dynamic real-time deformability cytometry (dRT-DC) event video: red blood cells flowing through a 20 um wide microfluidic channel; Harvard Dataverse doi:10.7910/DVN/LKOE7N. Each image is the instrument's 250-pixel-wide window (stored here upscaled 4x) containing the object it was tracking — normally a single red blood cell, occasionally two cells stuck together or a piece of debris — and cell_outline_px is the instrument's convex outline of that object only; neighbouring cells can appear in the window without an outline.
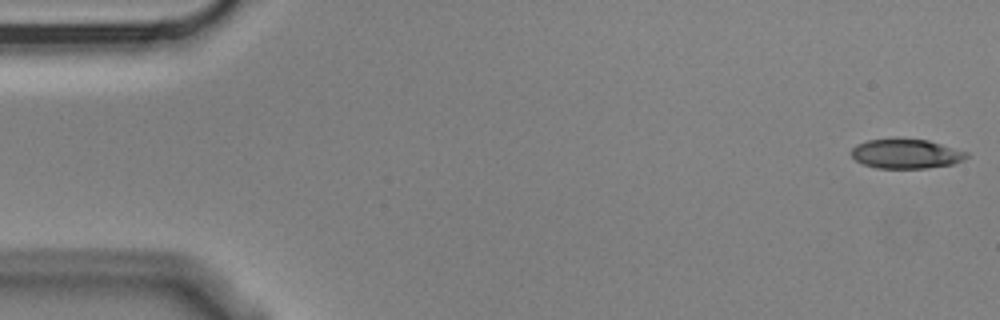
{"species": "Egyptian fruit bat (a non-hibernating species)", "species_latin": "Rousettus aegyptiacus", "temperature_condition": "cold", "stored_images_in_passage": 5, "camera_frame_rate_fps": 3000, "um_per_image_px": 0.085, "animal": {"sex": "male"}, "frame": {"image": 1, "passage_image": 1, "time_ms": 0.0, "image_size_px": [1000, 320], "cell_outline_px": [[968, 156], [964, 160], [952, 164], [928, 168], [876, 168], [864, 164], [856, 160], [852, 156], [852, 148], [856, 144], [868, 140], [896, 136], [928, 140], [968, 152]], "centroid_in_image_um": [77.0, 13.04], "position_along_channel_um": 8.0, "area_um2": 20.29}}
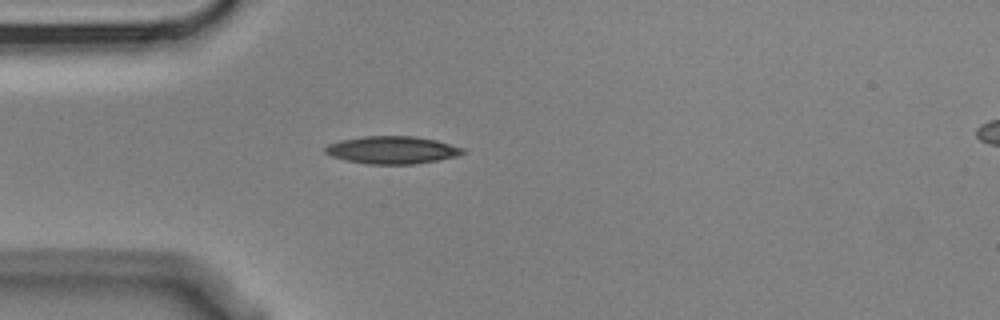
{"frame": {"image": 2, "passage_image": 5, "time_ms": 1.333, "image_size_px": [1000, 320], "cell_outline_px": [[468, 152], [460, 156], [416, 164], [368, 164], [344, 160], [332, 156], [324, 152], [324, 148], [328, 144], [340, 140], [364, 136], [416, 136], [436, 140], [464, 148]], "centroid_in_image_um": [33.37, 12.75], "position_along_channel_um": 51.6, "area_um2": 22.37}}